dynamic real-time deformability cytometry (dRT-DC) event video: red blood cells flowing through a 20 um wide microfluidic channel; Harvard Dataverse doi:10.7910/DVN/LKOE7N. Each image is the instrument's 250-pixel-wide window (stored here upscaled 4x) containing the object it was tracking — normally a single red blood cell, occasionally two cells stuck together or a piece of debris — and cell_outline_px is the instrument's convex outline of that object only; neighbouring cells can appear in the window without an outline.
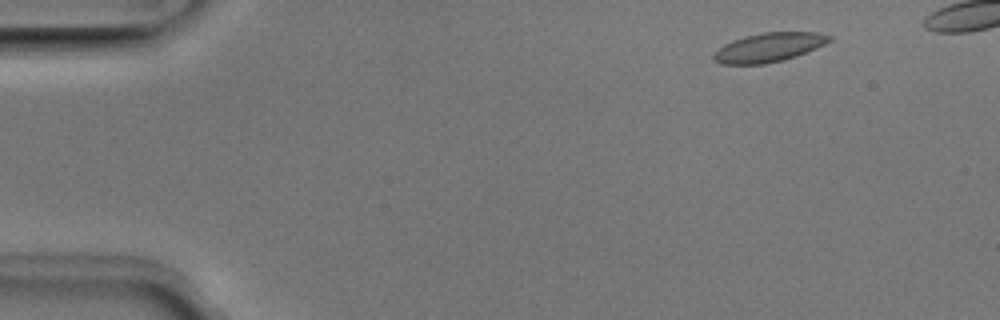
{"species": "Egyptian fruit bat (a non-hibernating species)", "species_latin": "Rousettus aegyptiacus", "temperature_condition": "room temperature", "stored_images_in_passage": 45, "camera_frame_rate_fps": 3000, "um_per_image_px": 0.085, "animal": {"sex": "male"}, "frame": {"image": 1, "passage_image": 4, "time_ms": 1.0, "image_size_px": [1000, 320], "cell_outline_px": [[832, 40], [816, 48], [796, 56], [784, 60], [764, 64], [720, 64], [712, 60], [712, 52], [724, 44], [732, 40], [744, 36], [764, 32], [820, 32], [832, 36]], "centroid_in_image_um": [65.31, 4.03], "position_along_channel_um": 19.7, "area_um2": 19.83}}
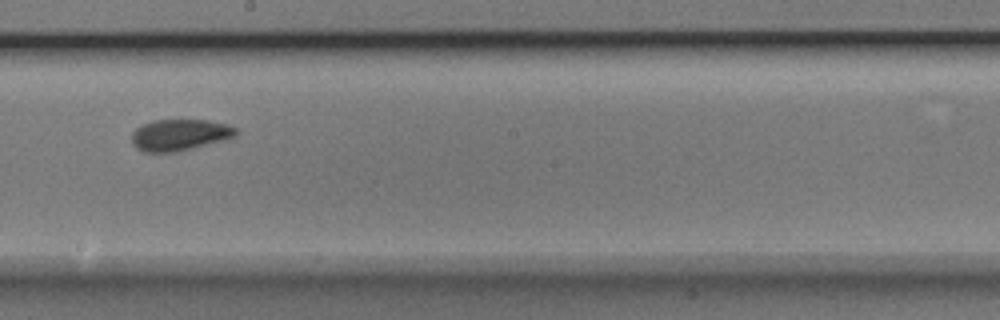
{"frame": {"image": 2, "passage_image": 27, "time_ms": 8.667, "image_size_px": [1000, 320], "cell_outline_px": [[240, 132], [236, 136], [224, 140], [176, 152], [144, 152], [136, 148], [132, 144], [132, 132], [140, 124], [152, 120], [208, 120], [224, 124], [236, 128]], "centroid_in_image_um": [15.25, 11.46], "position_along_channel_um": 233.0, "area_um2": 19.19}}
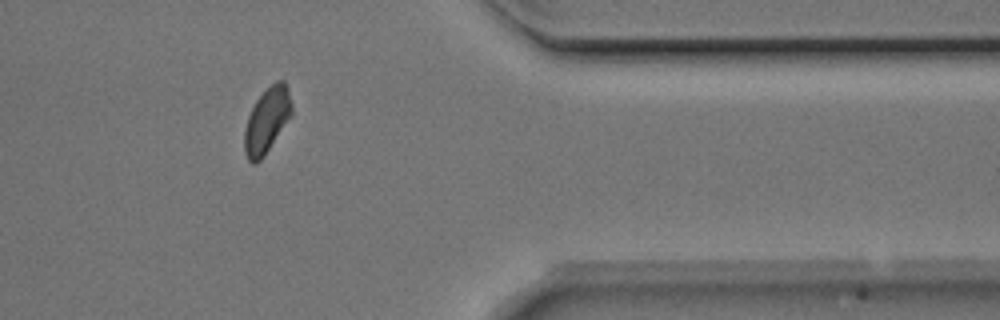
{"frame": {"image": 3, "passage_image": 40, "time_ms": 13.0, "image_size_px": [1000, 320], "cell_outline_px": [[292, 116], [264, 156], [256, 164], [252, 164], [248, 160], [244, 152], [244, 132], [248, 116], [256, 100], [276, 80], [284, 80], [288, 88], [292, 104]], "centroid_in_image_um": [22.7, 10.25], "position_along_channel_um": 388.7, "area_um2": 18.03}}